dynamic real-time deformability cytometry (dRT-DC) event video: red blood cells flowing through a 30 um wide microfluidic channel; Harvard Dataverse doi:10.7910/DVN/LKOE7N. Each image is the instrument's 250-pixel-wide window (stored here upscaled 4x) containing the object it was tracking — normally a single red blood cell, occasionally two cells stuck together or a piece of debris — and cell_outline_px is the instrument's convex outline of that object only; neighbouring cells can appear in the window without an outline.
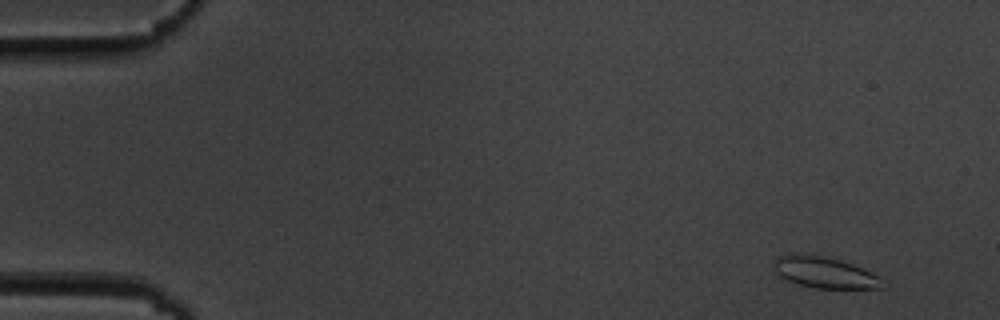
{"species": "common noctule bat (a hibernating species)", "species_latin": "Nyctalus noctula", "temperature_condition": "cold", "stored_images_in_passage": 56, "camera_frame_rate_fps": 3000, "um_per_image_px": 0.085, "animal": {"sex": "male", "body_mass_g": 19.5, "forearm_length_mm": 54.6}, "frame": {"image": 1, "passage_image": 4, "time_ms": 1.0, "image_size_px": [1000, 320], "cell_outline_px": [[880, 288], [816, 288], [796, 284], [780, 276], [772, 268], [772, 264], [776, 256], [788, 252], [800, 252], [824, 256], [840, 260], [852, 264], [872, 272], [880, 276]], "centroid_in_image_um": [69.96, 23.11], "position_along_channel_um": 15.0, "area_um2": 20.06}}
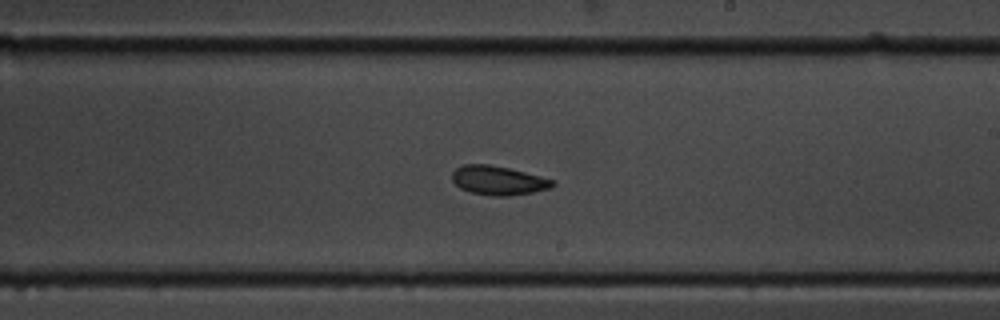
{"frame": {"image": 2, "passage_image": 33, "time_ms": 10.667, "image_size_px": [1000, 320], "cell_outline_px": [[556, 184], [552, 188], [532, 192], [508, 196], [492, 196], [472, 192], [460, 188], [452, 180], [452, 172], [456, 168], [464, 164], [488, 164], [508, 168], [556, 180]], "centroid_in_image_um": [42.37, 15.34], "position_along_channel_um": 246.6, "area_um2": 16.99}}
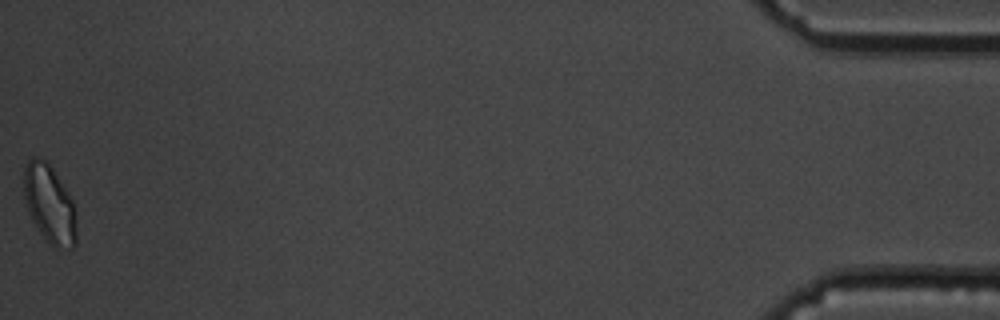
{"frame": {"image": 3, "passage_image": 56, "time_ms": 18.333, "image_size_px": [1000, 320], "cell_outline_px": [[76, 244], [72, 248], [52, 248], [44, 240], [32, 220], [28, 212], [24, 196], [24, 168], [28, 160], [36, 156], [44, 160], [52, 168], [68, 192], [72, 200], [76, 228]], "centroid_in_image_um": [4.19, 17.39], "position_along_channel_um": 431.0, "area_um2": 23.99}, "authors_computed_cell_mechanics": {"area_um2": 17.8313, "velocity_mm_per_s": 3.5954, "shape_relaxation_time_tau1_ms": 2.857, "shape_relaxation_time_tau2_ms": 4.0187, "deformation_change_tau1": 0.0913, "deformation_change_tau2": 0.0634}}